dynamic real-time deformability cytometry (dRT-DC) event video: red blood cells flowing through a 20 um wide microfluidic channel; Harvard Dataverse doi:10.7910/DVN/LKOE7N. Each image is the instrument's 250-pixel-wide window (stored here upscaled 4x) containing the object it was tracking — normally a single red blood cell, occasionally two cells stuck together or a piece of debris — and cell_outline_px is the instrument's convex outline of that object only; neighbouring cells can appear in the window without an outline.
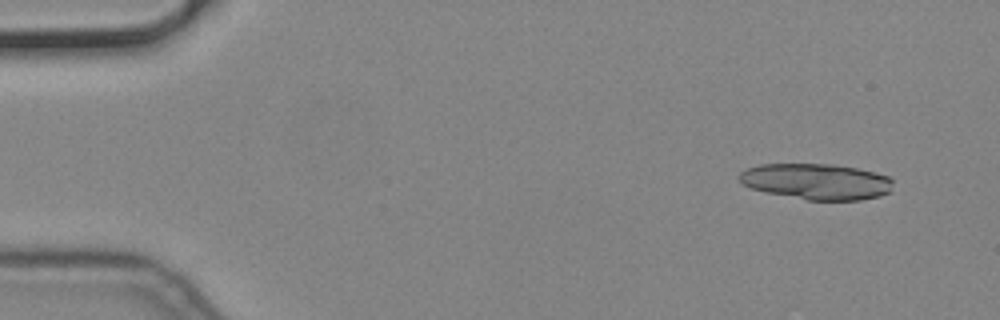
{"species": "common noctule bat (a hibernating species)", "species_latin": "Nyctalus noctula", "temperature_condition": "cold", "stored_images_in_passage": 5, "camera_frame_rate_fps": 3000, "um_per_image_px": 0.085, "animal": {"sex": "male", "body_mass_g": 19.2, "forearm_length_mm": 51.8}, "frame": {"image": 1, "passage_image": 2, "time_ms": 0.333, "image_size_px": [1000, 320], "cell_outline_px": [[892, 192], [880, 196], [860, 200], [808, 200], [764, 192], [752, 188], [744, 184], [736, 176], [740, 172], [748, 168], [760, 164], [832, 164], [856, 168], [888, 176], [892, 180]], "centroid_in_image_um": [69.4, 15.43], "position_along_channel_um": 15.6, "area_um2": 32.25}}